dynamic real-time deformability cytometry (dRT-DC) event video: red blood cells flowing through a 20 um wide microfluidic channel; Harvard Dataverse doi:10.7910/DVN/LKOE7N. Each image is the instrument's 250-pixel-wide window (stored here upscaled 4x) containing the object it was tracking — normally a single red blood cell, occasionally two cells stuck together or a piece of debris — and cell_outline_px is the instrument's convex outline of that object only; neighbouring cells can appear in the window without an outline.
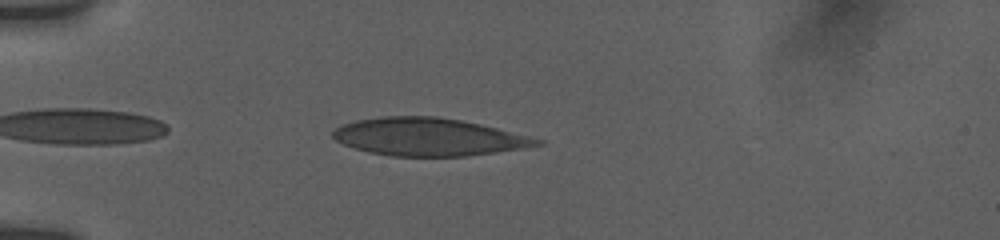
{"species": "human", "species_latin": "Homo sapiens", "temperature_condition": "room temperature", "stored_images_in_passage": 8, "camera_frame_rate_fps": 3000, "um_per_image_px": 0.085, "donor": {"sex": "female"}, "frame": {"image": 1, "passage_image": 2, "time_ms": 0.667, "image_size_px": [1000, 240], "cell_outline_px": [[544, 144], [524, 148], [464, 156], [392, 156], [368, 152], [344, 144], [336, 140], [332, 136], [332, 132], [336, 128], [344, 124], [356, 120], [384, 116], [436, 116], [460, 120], [480, 124], [544, 140]], "centroid_in_image_um": [36.41, 11.63], "position_along_channel_um": 48.6, "area_um2": 44.51}}
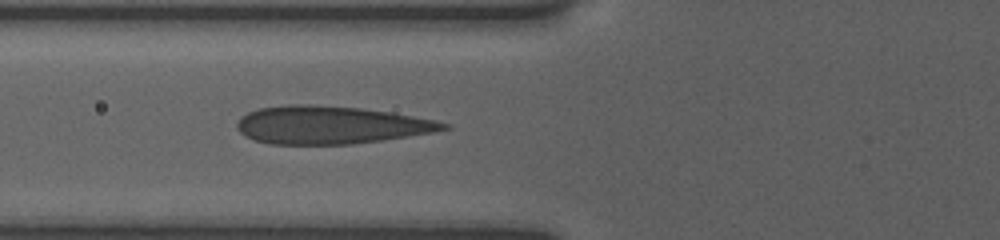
{"frame": {"image": 2, "passage_image": 6, "time_ms": 2.667, "image_size_px": [1000, 240], "cell_outline_px": [[452, 128], [432, 132], [384, 140], [352, 144], [272, 144], [256, 140], [244, 136], [236, 128], [236, 124], [240, 116], [248, 112], [260, 108], [284, 104], [316, 104], [360, 108], [392, 112], [436, 120], [452, 124]], "centroid_in_image_um": [28.1, 10.61], "position_along_channel_um": 97.7, "area_um2": 45.89}}
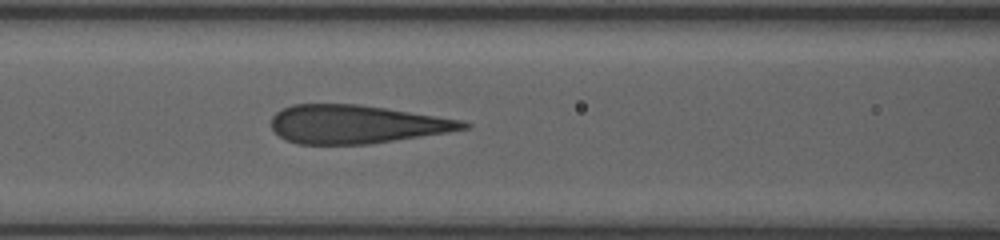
{"frame": {"image": 3, "passage_image": 8, "time_ms": 3.667, "image_size_px": [1000, 240], "cell_outline_px": [[472, 124], [468, 128], [448, 132], [368, 144], [300, 144], [288, 140], [280, 136], [272, 128], [272, 116], [276, 112], [292, 104], [360, 104], [464, 120]], "centroid_in_image_um": [30.31, 10.55], "position_along_channel_um": 136.3, "area_um2": 42.77}}